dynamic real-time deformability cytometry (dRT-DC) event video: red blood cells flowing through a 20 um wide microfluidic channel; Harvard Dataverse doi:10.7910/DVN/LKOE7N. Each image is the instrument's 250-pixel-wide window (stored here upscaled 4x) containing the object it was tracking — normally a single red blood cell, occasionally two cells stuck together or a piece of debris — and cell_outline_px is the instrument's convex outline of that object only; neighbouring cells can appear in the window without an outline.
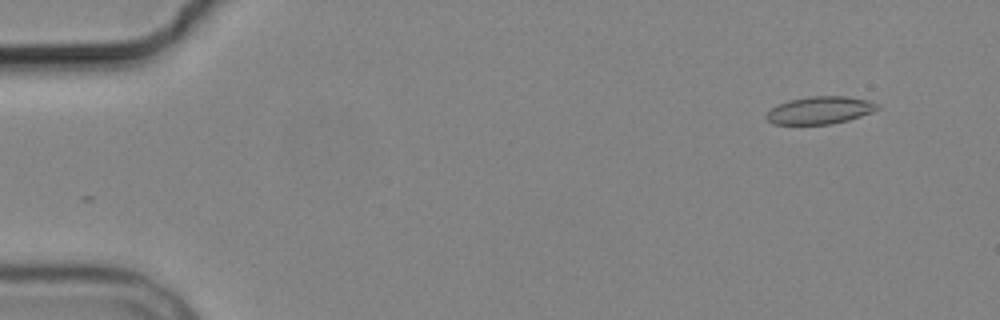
{"species": "common noctule bat (a hibernating species)", "species_latin": "Nyctalus noctula", "temperature_condition": "cold", "stored_images_in_passage": 5, "camera_frame_rate_fps": 3000, "um_per_image_px": 0.085, "animal": {"sex": "male", "body_mass_g": 19.2, "forearm_length_mm": 51.8}, "frame": {"image": 1, "passage_image": 2, "time_ms": 1.333, "image_size_px": [1000, 320], "cell_outline_px": [[880, 108], [872, 112], [848, 120], [832, 124], [772, 124], [764, 116], [776, 104], [788, 100], [808, 96], [848, 96], [868, 100], [876, 104]], "centroid_in_image_um": [69.66, 9.36], "position_along_channel_um": 15.3, "area_um2": 17.86}}